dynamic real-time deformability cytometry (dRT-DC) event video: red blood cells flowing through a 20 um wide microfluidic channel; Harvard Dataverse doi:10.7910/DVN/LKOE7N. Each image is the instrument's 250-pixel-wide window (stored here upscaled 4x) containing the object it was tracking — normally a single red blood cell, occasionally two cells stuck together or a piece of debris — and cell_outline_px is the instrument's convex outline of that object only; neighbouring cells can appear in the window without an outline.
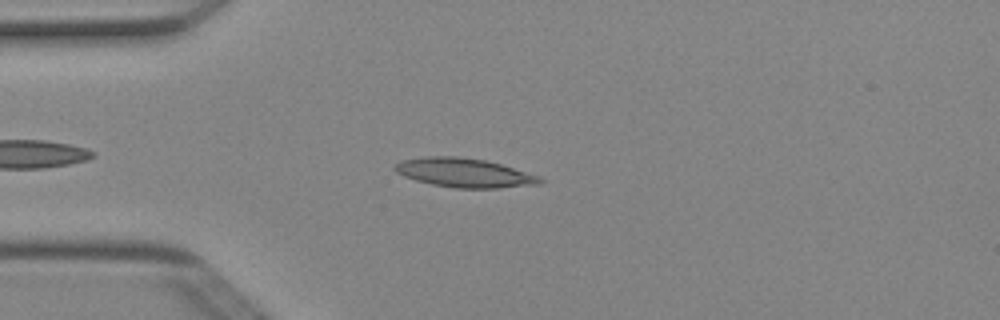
{"species": "Egyptian fruit bat (a non-hibernating species)", "species_latin": "Rousettus aegyptiacus", "temperature_condition": "cold", "stored_images_in_passage": 43, "camera_frame_rate_fps": 3000, "um_per_image_px": 0.085, "animal": {"sex": "female"}, "frame": {"image": 1, "passage_image": 6, "time_ms": 1.667, "image_size_px": [1000, 320], "cell_outline_px": [[544, 180], [540, 184], [500, 188], [452, 188], [432, 184], [416, 180], [404, 176], [396, 172], [392, 168], [400, 160], [424, 156], [456, 156], [484, 160], [500, 164], [540, 176]], "centroid_in_image_um": [39.44, 14.69], "position_along_channel_um": 45.6, "area_um2": 24.62}}
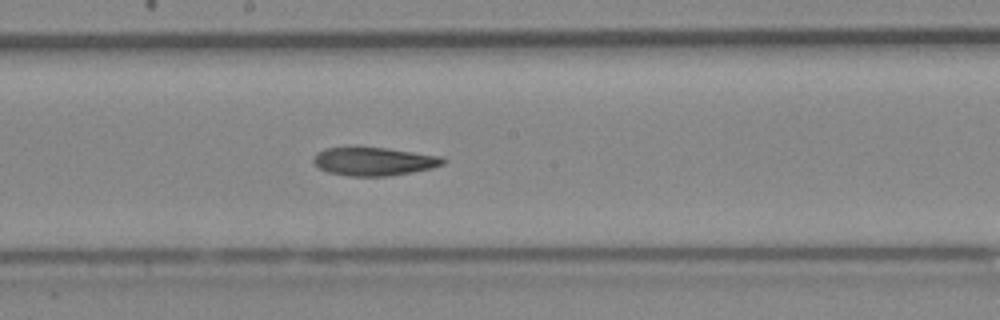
{"frame": {"image": 2, "passage_image": 20, "time_ms": 6.333, "image_size_px": [1000, 320], "cell_outline_px": [[448, 160], [444, 164], [432, 168], [412, 172], [388, 176], [348, 176], [328, 172], [320, 168], [312, 160], [316, 152], [324, 148], [384, 148], [444, 156]], "centroid_in_image_um": [31.83, 13.73], "position_along_channel_um": 216.4, "area_um2": 21.33}}
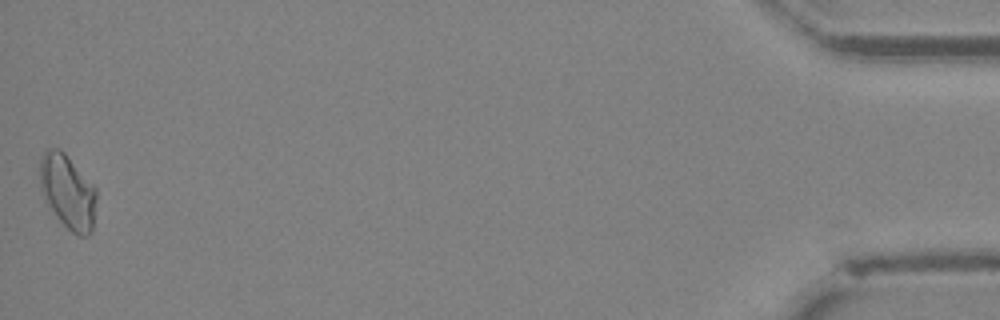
{"frame": {"image": 3, "passage_image": 43, "time_ms": 14.0, "image_size_px": [1000, 320], "cell_outline_px": [[96, 200], [92, 232], [88, 236], [76, 236], [56, 216], [44, 200], [40, 188], [40, 160], [44, 148], [60, 148], [64, 152], [96, 188]], "centroid_in_image_um": [5.74, 16.29], "position_along_channel_um": 429.5, "area_um2": 24.57}}